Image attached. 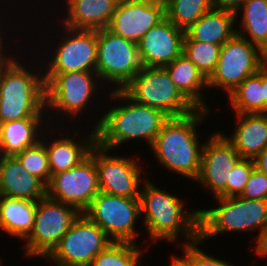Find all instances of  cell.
<instances>
[{
  "label": "cell",
  "mask_w": 267,
  "mask_h": 266,
  "mask_svg": "<svg viewBox=\"0 0 267 266\" xmlns=\"http://www.w3.org/2000/svg\"><path fill=\"white\" fill-rule=\"evenodd\" d=\"M142 68L138 44L107 28L97 30L96 73L103 85L122 90Z\"/></svg>",
  "instance_id": "obj_9"
},
{
  "label": "cell",
  "mask_w": 267,
  "mask_h": 266,
  "mask_svg": "<svg viewBox=\"0 0 267 266\" xmlns=\"http://www.w3.org/2000/svg\"><path fill=\"white\" fill-rule=\"evenodd\" d=\"M228 104L238 114L264 113L262 67L247 77L228 96Z\"/></svg>",
  "instance_id": "obj_28"
},
{
  "label": "cell",
  "mask_w": 267,
  "mask_h": 266,
  "mask_svg": "<svg viewBox=\"0 0 267 266\" xmlns=\"http://www.w3.org/2000/svg\"><path fill=\"white\" fill-rule=\"evenodd\" d=\"M262 86L264 97V113H267V62L262 66Z\"/></svg>",
  "instance_id": "obj_40"
},
{
  "label": "cell",
  "mask_w": 267,
  "mask_h": 266,
  "mask_svg": "<svg viewBox=\"0 0 267 266\" xmlns=\"http://www.w3.org/2000/svg\"><path fill=\"white\" fill-rule=\"evenodd\" d=\"M100 192L94 146L89 155L73 168L51 176L46 196L75 207L80 213L90 206Z\"/></svg>",
  "instance_id": "obj_14"
},
{
  "label": "cell",
  "mask_w": 267,
  "mask_h": 266,
  "mask_svg": "<svg viewBox=\"0 0 267 266\" xmlns=\"http://www.w3.org/2000/svg\"><path fill=\"white\" fill-rule=\"evenodd\" d=\"M267 62V55L249 40L235 34L221 46L214 72L207 79L208 90L221 89L228 96L247 77Z\"/></svg>",
  "instance_id": "obj_10"
},
{
  "label": "cell",
  "mask_w": 267,
  "mask_h": 266,
  "mask_svg": "<svg viewBox=\"0 0 267 266\" xmlns=\"http://www.w3.org/2000/svg\"><path fill=\"white\" fill-rule=\"evenodd\" d=\"M235 114L234 131L225 136L241 158L254 160L267 147V113Z\"/></svg>",
  "instance_id": "obj_22"
},
{
  "label": "cell",
  "mask_w": 267,
  "mask_h": 266,
  "mask_svg": "<svg viewBox=\"0 0 267 266\" xmlns=\"http://www.w3.org/2000/svg\"><path fill=\"white\" fill-rule=\"evenodd\" d=\"M119 0H64L67 12L57 17L59 24L78 30H101L109 26ZM65 2V5H64ZM61 19V20H60Z\"/></svg>",
  "instance_id": "obj_20"
},
{
  "label": "cell",
  "mask_w": 267,
  "mask_h": 266,
  "mask_svg": "<svg viewBox=\"0 0 267 266\" xmlns=\"http://www.w3.org/2000/svg\"><path fill=\"white\" fill-rule=\"evenodd\" d=\"M236 24L238 25L234 12L213 7L187 29L185 34L194 41L222 46L236 34Z\"/></svg>",
  "instance_id": "obj_24"
},
{
  "label": "cell",
  "mask_w": 267,
  "mask_h": 266,
  "mask_svg": "<svg viewBox=\"0 0 267 266\" xmlns=\"http://www.w3.org/2000/svg\"><path fill=\"white\" fill-rule=\"evenodd\" d=\"M37 202L0 195V230L25 240L34 228Z\"/></svg>",
  "instance_id": "obj_26"
},
{
  "label": "cell",
  "mask_w": 267,
  "mask_h": 266,
  "mask_svg": "<svg viewBox=\"0 0 267 266\" xmlns=\"http://www.w3.org/2000/svg\"><path fill=\"white\" fill-rule=\"evenodd\" d=\"M164 2L166 18L184 32L214 7V0H164Z\"/></svg>",
  "instance_id": "obj_29"
},
{
  "label": "cell",
  "mask_w": 267,
  "mask_h": 266,
  "mask_svg": "<svg viewBox=\"0 0 267 266\" xmlns=\"http://www.w3.org/2000/svg\"><path fill=\"white\" fill-rule=\"evenodd\" d=\"M213 208H199V240L225 233H254L256 248L267 230V200L245 199L241 196L217 197ZM223 233V234H222Z\"/></svg>",
  "instance_id": "obj_5"
},
{
  "label": "cell",
  "mask_w": 267,
  "mask_h": 266,
  "mask_svg": "<svg viewBox=\"0 0 267 266\" xmlns=\"http://www.w3.org/2000/svg\"><path fill=\"white\" fill-rule=\"evenodd\" d=\"M94 161L98 170V185L101 192L114 196L139 198L141 185L148 178L139 159L135 160L133 156L125 155L120 157L114 152L111 154L109 149L95 144Z\"/></svg>",
  "instance_id": "obj_15"
},
{
  "label": "cell",
  "mask_w": 267,
  "mask_h": 266,
  "mask_svg": "<svg viewBox=\"0 0 267 266\" xmlns=\"http://www.w3.org/2000/svg\"><path fill=\"white\" fill-rule=\"evenodd\" d=\"M14 53L0 69V124L25 118H47L41 57L32 63L20 57L21 51Z\"/></svg>",
  "instance_id": "obj_4"
},
{
  "label": "cell",
  "mask_w": 267,
  "mask_h": 266,
  "mask_svg": "<svg viewBox=\"0 0 267 266\" xmlns=\"http://www.w3.org/2000/svg\"><path fill=\"white\" fill-rule=\"evenodd\" d=\"M254 169V160L241 158L231 170L226 189L218 197L240 196Z\"/></svg>",
  "instance_id": "obj_33"
},
{
  "label": "cell",
  "mask_w": 267,
  "mask_h": 266,
  "mask_svg": "<svg viewBox=\"0 0 267 266\" xmlns=\"http://www.w3.org/2000/svg\"><path fill=\"white\" fill-rule=\"evenodd\" d=\"M102 87L103 85L98 77V74L95 72L73 71L54 75L45 84V106L47 121H49L48 125L52 122H57L54 120V117L56 119V116L57 118H62L60 121H62L61 123H63V125L65 117L62 116L67 117L65 118V121L70 118L68 121L71 122L74 118H76V121L79 118L78 121H80V116L85 119V116L82 114L86 111L87 113L85 114L87 115L89 110H91L88 108H92L94 106L93 102L98 100L97 98L99 97V94L101 95L100 91L102 90L100 89H106V92L107 90H112L109 88V85L105 88ZM107 87L109 89H107ZM95 96L97 98H95ZM59 113H63V115Z\"/></svg>",
  "instance_id": "obj_6"
},
{
  "label": "cell",
  "mask_w": 267,
  "mask_h": 266,
  "mask_svg": "<svg viewBox=\"0 0 267 266\" xmlns=\"http://www.w3.org/2000/svg\"><path fill=\"white\" fill-rule=\"evenodd\" d=\"M3 7V8H2ZM5 6H0V11L2 12V10H4L5 8H4ZM0 12V15L2 14ZM2 17V18H1ZM0 62H6L13 54H12V52L14 51V47H13V43L11 42V45L9 44V40H8V38H9V36L7 35V32H8V30H9V32L10 33H12V30L10 31V29L9 28H7V26H8V24H9V26H10V23H12L11 21L9 22V19H10V17L8 16L7 17V19L6 20H8L7 21V24L5 23V25H3L4 24V22H6V21H4V14H2L1 16H0ZM9 18V19H8ZM3 19V20H2ZM9 22V23H8ZM3 23V24H2ZM2 24V25H1ZM4 28H3V27ZM7 28V29H6ZM4 29H5V31H7V32H4ZM1 35H3V36H1ZM5 36H6V39L8 40V41H6L5 42ZM7 43V44H6ZM8 46V47H7ZM10 47V48H9ZM12 47H13V49H12ZM12 52H11V51ZM9 52H11V53H9ZM9 53V54H8Z\"/></svg>",
  "instance_id": "obj_36"
},
{
  "label": "cell",
  "mask_w": 267,
  "mask_h": 266,
  "mask_svg": "<svg viewBox=\"0 0 267 266\" xmlns=\"http://www.w3.org/2000/svg\"><path fill=\"white\" fill-rule=\"evenodd\" d=\"M255 168L267 175V147L254 159Z\"/></svg>",
  "instance_id": "obj_38"
},
{
  "label": "cell",
  "mask_w": 267,
  "mask_h": 266,
  "mask_svg": "<svg viewBox=\"0 0 267 266\" xmlns=\"http://www.w3.org/2000/svg\"><path fill=\"white\" fill-rule=\"evenodd\" d=\"M6 1H7V3H8V2L11 1V0H5V1H4V0H0V6H1V4H2V6H3V2H4V5H6V4H5Z\"/></svg>",
  "instance_id": "obj_43"
},
{
  "label": "cell",
  "mask_w": 267,
  "mask_h": 266,
  "mask_svg": "<svg viewBox=\"0 0 267 266\" xmlns=\"http://www.w3.org/2000/svg\"><path fill=\"white\" fill-rule=\"evenodd\" d=\"M138 243L112 242L94 259L90 266H143V253Z\"/></svg>",
  "instance_id": "obj_30"
},
{
  "label": "cell",
  "mask_w": 267,
  "mask_h": 266,
  "mask_svg": "<svg viewBox=\"0 0 267 266\" xmlns=\"http://www.w3.org/2000/svg\"><path fill=\"white\" fill-rule=\"evenodd\" d=\"M79 215L75 207L47 196L37 201L34 228L23 241L26 243L24 257L45 259Z\"/></svg>",
  "instance_id": "obj_11"
},
{
  "label": "cell",
  "mask_w": 267,
  "mask_h": 266,
  "mask_svg": "<svg viewBox=\"0 0 267 266\" xmlns=\"http://www.w3.org/2000/svg\"><path fill=\"white\" fill-rule=\"evenodd\" d=\"M245 0H214V7L236 13Z\"/></svg>",
  "instance_id": "obj_37"
},
{
  "label": "cell",
  "mask_w": 267,
  "mask_h": 266,
  "mask_svg": "<svg viewBox=\"0 0 267 266\" xmlns=\"http://www.w3.org/2000/svg\"><path fill=\"white\" fill-rule=\"evenodd\" d=\"M2 260H1V257H0V266H3L2 264H3V261L1 262Z\"/></svg>",
  "instance_id": "obj_45"
},
{
  "label": "cell",
  "mask_w": 267,
  "mask_h": 266,
  "mask_svg": "<svg viewBox=\"0 0 267 266\" xmlns=\"http://www.w3.org/2000/svg\"><path fill=\"white\" fill-rule=\"evenodd\" d=\"M164 68L178 90L196 109L211 110L203 97L204 91H208L207 79L185 54L182 53Z\"/></svg>",
  "instance_id": "obj_23"
},
{
  "label": "cell",
  "mask_w": 267,
  "mask_h": 266,
  "mask_svg": "<svg viewBox=\"0 0 267 266\" xmlns=\"http://www.w3.org/2000/svg\"><path fill=\"white\" fill-rule=\"evenodd\" d=\"M220 45L191 40L186 34L183 40L185 54L205 76L206 79L214 72L220 55Z\"/></svg>",
  "instance_id": "obj_31"
},
{
  "label": "cell",
  "mask_w": 267,
  "mask_h": 266,
  "mask_svg": "<svg viewBox=\"0 0 267 266\" xmlns=\"http://www.w3.org/2000/svg\"><path fill=\"white\" fill-rule=\"evenodd\" d=\"M112 242L97 224L80 213L45 259L51 261L52 266H90Z\"/></svg>",
  "instance_id": "obj_13"
},
{
  "label": "cell",
  "mask_w": 267,
  "mask_h": 266,
  "mask_svg": "<svg viewBox=\"0 0 267 266\" xmlns=\"http://www.w3.org/2000/svg\"><path fill=\"white\" fill-rule=\"evenodd\" d=\"M90 128L91 131L89 130L86 132L87 135L84 134L85 136L80 134V130H78L79 132L75 135L70 131V129V133H60L58 132L60 127L54 129L52 124L48 125L49 131L46 129L45 133L43 131L40 140L44 143L47 150L51 176L73 168L89 155L91 148L96 144L95 128ZM50 129L53 130L50 131ZM54 131L61 135H58ZM55 135H58V137ZM76 137L79 139L77 140ZM80 137H84V139Z\"/></svg>",
  "instance_id": "obj_18"
},
{
  "label": "cell",
  "mask_w": 267,
  "mask_h": 266,
  "mask_svg": "<svg viewBox=\"0 0 267 266\" xmlns=\"http://www.w3.org/2000/svg\"><path fill=\"white\" fill-rule=\"evenodd\" d=\"M170 261V266H188L180 257H177V254Z\"/></svg>",
  "instance_id": "obj_41"
},
{
  "label": "cell",
  "mask_w": 267,
  "mask_h": 266,
  "mask_svg": "<svg viewBox=\"0 0 267 266\" xmlns=\"http://www.w3.org/2000/svg\"><path fill=\"white\" fill-rule=\"evenodd\" d=\"M5 62H0V69H1V67H2V65L4 64Z\"/></svg>",
  "instance_id": "obj_44"
},
{
  "label": "cell",
  "mask_w": 267,
  "mask_h": 266,
  "mask_svg": "<svg viewBox=\"0 0 267 266\" xmlns=\"http://www.w3.org/2000/svg\"><path fill=\"white\" fill-rule=\"evenodd\" d=\"M185 32L165 18L148 30L138 43L143 66L164 67L183 53Z\"/></svg>",
  "instance_id": "obj_19"
},
{
  "label": "cell",
  "mask_w": 267,
  "mask_h": 266,
  "mask_svg": "<svg viewBox=\"0 0 267 266\" xmlns=\"http://www.w3.org/2000/svg\"><path fill=\"white\" fill-rule=\"evenodd\" d=\"M204 141L201 170L196 184L211 191L212 198H217L230 182L231 170L241 159L239 152L226 138L225 133L214 132Z\"/></svg>",
  "instance_id": "obj_16"
},
{
  "label": "cell",
  "mask_w": 267,
  "mask_h": 266,
  "mask_svg": "<svg viewBox=\"0 0 267 266\" xmlns=\"http://www.w3.org/2000/svg\"><path fill=\"white\" fill-rule=\"evenodd\" d=\"M102 93L109 95L108 100L115 105L112 103V107L101 111L103 115L100 113L93 126L96 144L113 152L114 148L127 145L128 142L144 140L150 148L169 117L158 109L136 102L123 90Z\"/></svg>",
  "instance_id": "obj_1"
},
{
  "label": "cell",
  "mask_w": 267,
  "mask_h": 266,
  "mask_svg": "<svg viewBox=\"0 0 267 266\" xmlns=\"http://www.w3.org/2000/svg\"><path fill=\"white\" fill-rule=\"evenodd\" d=\"M201 244L200 240L187 244L182 247V254L183 257H180L188 266H235L231 262H227L224 259H220L212 256L211 254L208 255V252H204L201 250ZM207 253V254H206Z\"/></svg>",
  "instance_id": "obj_34"
},
{
  "label": "cell",
  "mask_w": 267,
  "mask_h": 266,
  "mask_svg": "<svg viewBox=\"0 0 267 266\" xmlns=\"http://www.w3.org/2000/svg\"><path fill=\"white\" fill-rule=\"evenodd\" d=\"M4 154H3V151H2V145H1V141H0V161L2 160Z\"/></svg>",
  "instance_id": "obj_42"
},
{
  "label": "cell",
  "mask_w": 267,
  "mask_h": 266,
  "mask_svg": "<svg viewBox=\"0 0 267 266\" xmlns=\"http://www.w3.org/2000/svg\"><path fill=\"white\" fill-rule=\"evenodd\" d=\"M253 250L259 258L263 257L267 259V230L259 245Z\"/></svg>",
  "instance_id": "obj_39"
},
{
  "label": "cell",
  "mask_w": 267,
  "mask_h": 266,
  "mask_svg": "<svg viewBox=\"0 0 267 266\" xmlns=\"http://www.w3.org/2000/svg\"><path fill=\"white\" fill-rule=\"evenodd\" d=\"M62 28H61V27ZM54 28L53 34H56L54 37H50L51 43L47 41L46 49H40L42 53H39L44 57L43 62V74H44V83L46 84L54 75L59 73H67L73 71L81 72H95L96 73V62H97V31L96 30H78L72 29L62 24ZM58 29H61L58 31ZM63 30V31H62ZM62 37V38H61ZM53 41V42H52ZM50 43V44H49ZM54 46H53V44ZM56 43V44H55ZM52 45V46H51ZM52 47V49L50 48ZM48 48V49H47ZM51 51H50V50ZM49 50V51H46ZM54 50V51H53ZM47 52V53H46ZM51 53V54H48ZM49 57H48V55ZM45 58L47 60H45ZM45 60V61H44ZM45 62V63H44Z\"/></svg>",
  "instance_id": "obj_7"
},
{
  "label": "cell",
  "mask_w": 267,
  "mask_h": 266,
  "mask_svg": "<svg viewBox=\"0 0 267 266\" xmlns=\"http://www.w3.org/2000/svg\"><path fill=\"white\" fill-rule=\"evenodd\" d=\"M46 120L47 118H25L0 124L4 156H15L40 141L43 131L48 128Z\"/></svg>",
  "instance_id": "obj_25"
},
{
  "label": "cell",
  "mask_w": 267,
  "mask_h": 266,
  "mask_svg": "<svg viewBox=\"0 0 267 266\" xmlns=\"http://www.w3.org/2000/svg\"><path fill=\"white\" fill-rule=\"evenodd\" d=\"M84 214L113 242L138 243L136 239L141 234L135 226L138 219L141 221L139 198L114 196L100 191Z\"/></svg>",
  "instance_id": "obj_12"
},
{
  "label": "cell",
  "mask_w": 267,
  "mask_h": 266,
  "mask_svg": "<svg viewBox=\"0 0 267 266\" xmlns=\"http://www.w3.org/2000/svg\"><path fill=\"white\" fill-rule=\"evenodd\" d=\"M0 195L37 202L46 197V184L30 174L15 156L0 161Z\"/></svg>",
  "instance_id": "obj_21"
},
{
  "label": "cell",
  "mask_w": 267,
  "mask_h": 266,
  "mask_svg": "<svg viewBox=\"0 0 267 266\" xmlns=\"http://www.w3.org/2000/svg\"><path fill=\"white\" fill-rule=\"evenodd\" d=\"M235 18L236 22L241 21L236 27V34L267 55V0H245L235 13Z\"/></svg>",
  "instance_id": "obj_27"
},
{
  "label": "cell",
  "mask_w": 267,
  "mask_h": 266,
  "mask_svg": "<svg viewBox=\"0 0 267 266\" xmlns=\"http://www.w3.org/2000/svg\"><path fill=\"white\" fill-rule=\"evenodd\" d=\"M165 18L164 0H119L107 29L138 44L148 30Z\"/></svg>",
  "instance_id": "obj_17"
},
{
  "label": "cell",
  "mask_w": 267,
  "mask_h": 266,
  "mask_svg": "<svg viewBox=\"0 0 267 266\" xmlns=\"http://www.w3.org/2000/svg\"><path fill=\"white\" fill-rule=\"evenodd\" d=\"M240 196L245 199L267 200V175L255 168Z\"/></svg>",
  "instance_id": "obj_35"
},
{
  "label": "cell",
  "mask_w": 267,
  "mask_h": 266,
  "mask_svg": "<svg viewBox=\"0 0 267 266\" xmlns=\"http://www.w3.org/2000/svg\"><path fill=\"white\" fill-rule=\"evenodd\" d=\"M136 102L158 109L169 118L197 110L178 90L164 67H146L122 89Z\"/></svg>",
  "instance_id": "obj_8"
},
{
  "label": "cell",
  "mask_w": 267,
  "mask_h": 266,
  "mask_svg": "<svg viewBox=\"0 0 267 266\" xmlns=\"http://www.w3.org/2000/svg\"><path fill=\"white\" fill-rule=\"evenodd\" d=\"M209 112L197 109L186 116L169 118L164 123L149 149L165 171L194 182L197 180L204 147L197 129L205 119L208 120Z\"/></svg>",
  "instance_id": "obj_3"
},
{
  "label": "cell",
  "mask_w": 267,
  "mask_h": 266,
  "mask_svg": "<svg viewBox=\"0 0 267 266\" xmlns=\"http://www.w3.org/2000/svg\"><path fill=\"white\" fill-rule=\"evenodd\" d=\"M139 201L142 224L149 238L146 239L147 252L155 242L175 243L183 238L181 246L199 240V209H188L185 200L164 188L157 187L149 177L143 182ZM191 210V211H190ZM180 235V236H179ZM150 242H149V241ZM155 241V242H154ZM152 243V244H151ZM149 244V245H148Z\"/></svg>",
  "instance_id": "obj_2"
},
{
  "label": "cell",
  "mask_w": 267,
  "mask_h": 266,
  "mask_svg": "<svg viewBox=\"0 0 267 266\" xmlns=\"http://www.w3.org/2000/svg\"><path fill=\"white\" fill-rule=\"evenodd\" d=\"M22 166L32 175L41 179L46 185L51 179L48 154L44 143L40 140L35 145L15 155Z\"/></svg>",
  "instance_id": "obj_32"
}]
</instances>
